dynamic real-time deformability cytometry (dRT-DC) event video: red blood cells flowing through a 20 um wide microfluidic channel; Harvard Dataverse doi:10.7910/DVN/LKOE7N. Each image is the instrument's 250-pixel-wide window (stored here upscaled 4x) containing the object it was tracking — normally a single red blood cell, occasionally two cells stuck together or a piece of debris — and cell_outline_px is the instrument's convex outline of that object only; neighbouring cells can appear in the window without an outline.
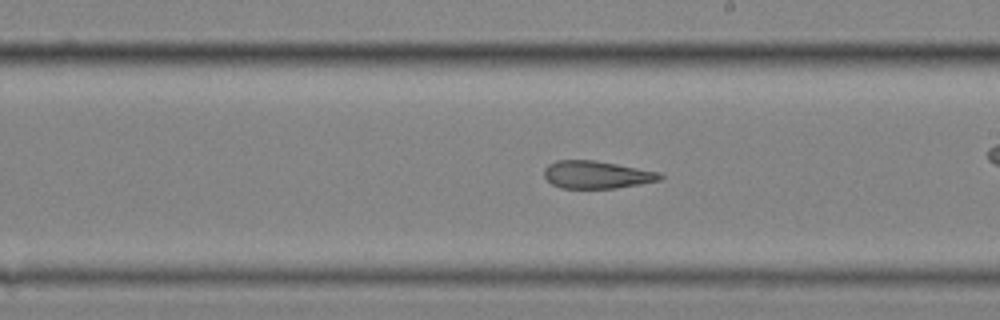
{"species": "common noctule bat (a hibernating species)", "species_latin": "Nyctalus noctula", "temperature_condition": "cold", "stored_images_in_passage": 60, "camera_frame_rate_fps": 3000, "um_per_image_px": 0.085, "animal": {"sex": "female", "body_mass_g": 25.1}, "frame": {"image": 1, "passage_image": 35, "time_ms": 11.333, "image_size_px": [1000, 320], "cell_outline_px": [[664, 180], [616, 188], [560, 188], [552, 184], [544, 176], [544, 168], [548, 164], [556, 160], [596, 160], [660, 172], [664, 176]], "centroid_in_image_um": [50.74, 14.85], "position_along_channel_um": 238.3, "area_um2": 18.84}, "authors_computed_cell_mechanics": {"area_um2": 22.7732, "velocity_mm_per_s": 3.5331, "shape_relaxation_time_tau1_ms": null, "shape_relaxation_time_tau2_ms": 2.3135, "deformation_change_tau1": null, "deformation_change_tau2": 0.124}}